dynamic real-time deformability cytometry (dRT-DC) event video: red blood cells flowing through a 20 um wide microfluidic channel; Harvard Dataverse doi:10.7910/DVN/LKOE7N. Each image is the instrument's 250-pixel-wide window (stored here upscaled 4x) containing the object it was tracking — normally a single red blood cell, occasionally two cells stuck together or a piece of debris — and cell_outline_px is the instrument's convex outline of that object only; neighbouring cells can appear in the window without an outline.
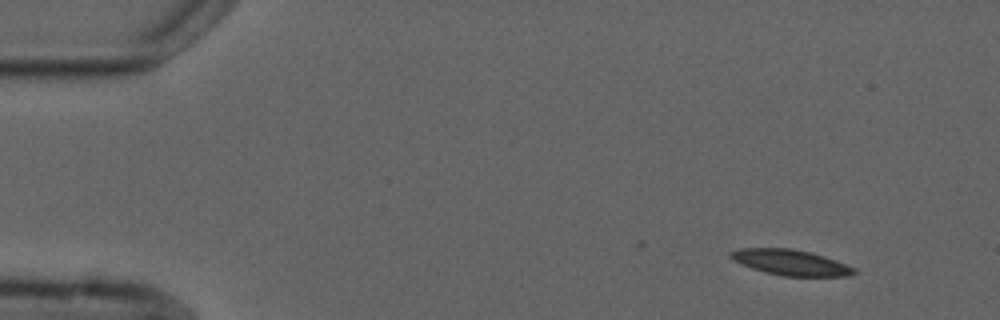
{"species": "common noctule bat (a hibernating species)", "species_latin": "Nyctalus noctula", "temperature_condition": "cold", "stored_images_in_passage": 13, "camera_frame_rate_fps": 3000, "um_per_image_px": 0.085, "animal": {"sex": "male", "forearm_length_mm": 52.5}, "frame": {"image": 1, "passage_image": 1, "time_ms": 0.0, "image_size_px": [1000, 320], "cell_outline_px": [[856, 272], [852, 276], [784, 276], [764, 272], [752, 268], [732, 260], [728, 256], [728, 252], [740, 248], [792, 248], [824, 256], [836, 260], [856, 268]], "centroid_in_image_um": [67.19, 22.31], "position_along_channel_um": 17.8, "area_um2": 18.5}}
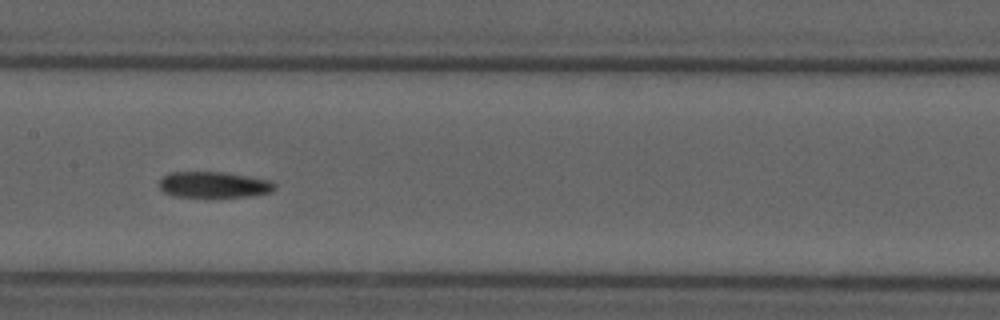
{"frame": {"image": 2, "passage_image": 6, "time_ms": 7.333, "image_size_px": [1000, 320], "cell_outline_px": [[276, 188], [272, 192], [252, 196], [172, 196], [164, 192], [160, 188], [160, 180], [168, 172], [224, 172], [272, 180], [276, 184]], "centroid_in_image_um": [18.22, 15.69], "position_along_channel_um": 189.2, "area_um2": 17.46}}
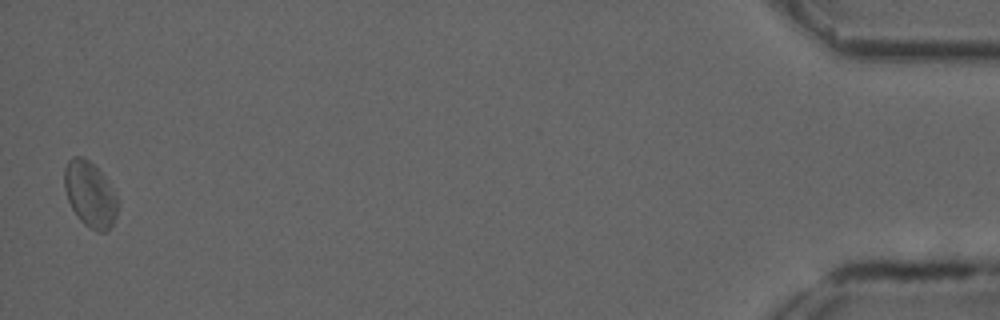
{"frame": {"image": 3, "passage_image": 13, "time_ms": 16.333, "image_size_px": [1000, 320], "cell_outline_px": [[120, 204], [116, 216], [108, 232], [96, 232], [84, 224], [80, 220], [72, 208], [68, 200], [64, 188], [64, 168], [68, 160], [72, 156], [80, 156], [88, 160], [100, 172], [112, 188]], "centroid_in_image_um": [7.65, 16.54], "position_along_channel_um": 427.5, "area_um2": 20.4}}